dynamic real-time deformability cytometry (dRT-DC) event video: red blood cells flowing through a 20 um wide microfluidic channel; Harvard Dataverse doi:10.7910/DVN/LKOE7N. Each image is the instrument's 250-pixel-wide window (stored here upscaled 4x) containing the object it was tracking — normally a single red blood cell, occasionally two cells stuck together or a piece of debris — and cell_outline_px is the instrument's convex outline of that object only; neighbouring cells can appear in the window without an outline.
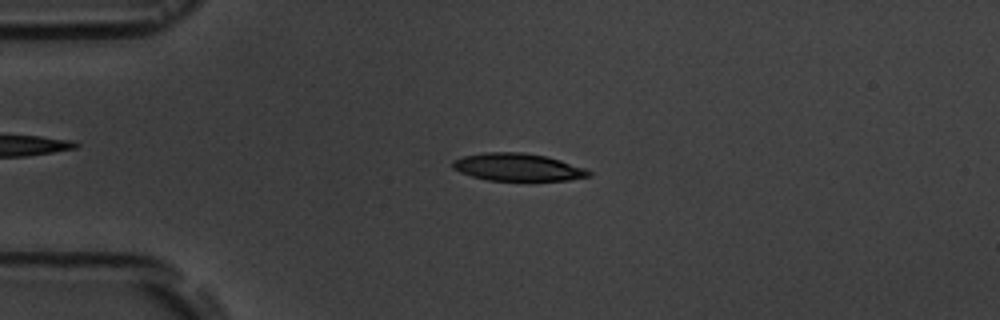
{"species": "common noctule bat (a hibernating species)", "species_latin": "Nyctalus noctula", "temperature_condition": "room temperature", "stored_images_in_passage": 3, "camera_frame_rate_fps": 3000, "um_per_image_px": 0.085, "animal": {"sex": "male", "body_mass_g": 19.5, "forearm_length_mm": 54.6}, "frame": {"image": 1, "passage_image": 3, "time_ms": 2.333, "image_size_px": [1000, 320], "cell_outline_px": [[592, 176], [568, 180], [488, 180], [472, 176], [460, 172], [452, 168], [452, 160], [464, 156], [484, 152], [524, 152], [548, 156], [588, 168], [592, 172]], "centroid_in_image_um": [44.06, 14.2], "position_along_channel_um": 40.9, "area_um2": 22.08}}